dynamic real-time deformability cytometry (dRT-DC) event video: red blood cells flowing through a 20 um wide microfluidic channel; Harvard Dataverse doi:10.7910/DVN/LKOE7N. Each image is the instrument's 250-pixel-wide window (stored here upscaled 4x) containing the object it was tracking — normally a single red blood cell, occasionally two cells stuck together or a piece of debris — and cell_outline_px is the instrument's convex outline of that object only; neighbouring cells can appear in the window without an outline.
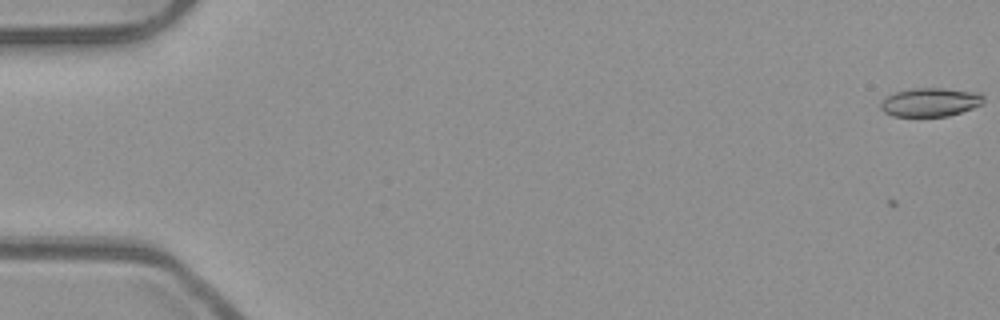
{"species": "common noctule bat (a hibernating species)", "species_latin": "Nyctalus noctula", "temperature_condition": "room temperature", "stored_images_in_passage": 2, "camera_frame_rate_fps": 3000, "um_per_image_px": 0.085, "animal": {"sex": "male", "body_mass_g": 23.1, "forearm_length_mm": 52.7}, "frame": {"image": 1, "passage_image": 2, "time_ms": 0.333, "image_size_px": [1000, 320], "cell_outline_px": [[984, 104], [948, 116], [892, 116], [884, 112], [880, 108], [880, 100], [884, 96], [896, 92], [912, 88], [944, 88], [980, 92], [984, 96]], "centroid_in_image_um": [79.06, 8.67], "position_along_channel_um": 5.9, "area_um2": 17.46}}